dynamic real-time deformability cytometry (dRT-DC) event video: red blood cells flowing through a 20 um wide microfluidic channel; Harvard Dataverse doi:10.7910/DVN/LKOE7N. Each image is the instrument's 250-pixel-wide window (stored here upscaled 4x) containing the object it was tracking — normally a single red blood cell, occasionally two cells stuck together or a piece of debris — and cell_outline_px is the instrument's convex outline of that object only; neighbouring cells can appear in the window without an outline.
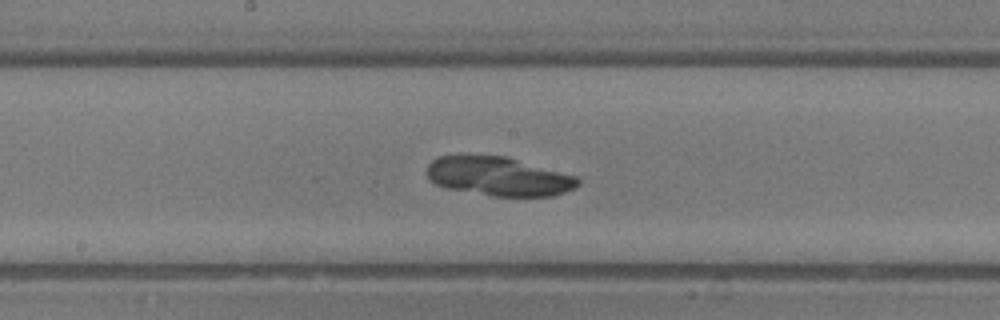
{"species": "common noctule bat (a hibernating species)", "species_latin": "Nyctalus noctula", "temperature_condition": "room temperature", "stored_images_in_passage": 28, "camera_frame_rate_fps": 3000, "um_per_image_px": 0.085, "animal": {"sex": "male", "body_mass_g": 13.3}, "frame": {"image": 1, "passage_image": 13, "time_ms": 4.0, "image_size_px": [1000, 320], "cell_outline_px": [[580, 184], [576, 188], [552, 196], [492, 196], [444, 188], [428, 180], [428, 164], [436, 156], [508, 156], [576, 176], [580, 180]], "centroid_in_image_um": [42.39, 15.0], "position_along_channel_um": 205.8, "area_um2": 34.39}}
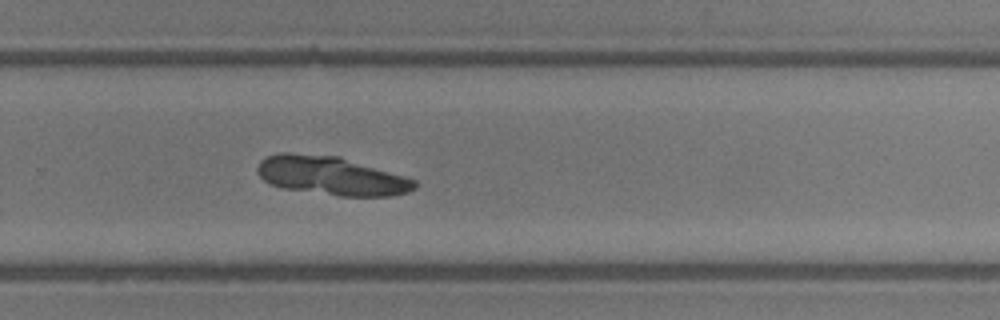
{"frame": {"image": 2, "passage_image": 19, "time_ms": 6.0, "image_size_px": [1000, 320], "cell_outline_px": [[416, 188], [408, 192], [392, 196], [340, 196], [284, 188], [268, 184], [256, 172], [256, 168], [260, 160], [268, 156], [280, 152], [288, 152], [340, 156], [404, 176], [416, 180]], "centroid_in_image_um": [28.14, 14.93], "position_along_channel_um": 301.7, "area_um2": 35.6}}
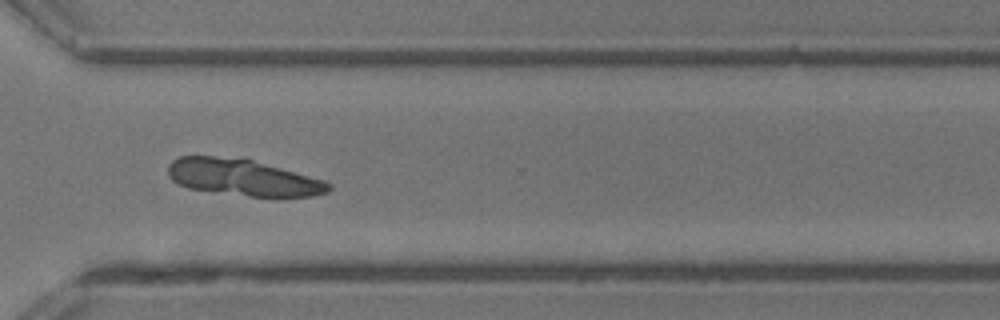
{"frame": {"image": 3, "passage_image": 22, "time_ms": 7.0, "image_size_px": [1000, 320], "cell_outline_px": [[332, 188], [328, 192], [312, 196], [252, 196], [188, 188], [172, 180], [168, 176], [168, 164], [172, 160], [180, 156], [212, 156], [252, 160], [324, 180], [332, 184]], "centroid_in_image_um": [20.64, 15.08], "position_along_channel_um": 350.0, "area_um2": 33.58}}